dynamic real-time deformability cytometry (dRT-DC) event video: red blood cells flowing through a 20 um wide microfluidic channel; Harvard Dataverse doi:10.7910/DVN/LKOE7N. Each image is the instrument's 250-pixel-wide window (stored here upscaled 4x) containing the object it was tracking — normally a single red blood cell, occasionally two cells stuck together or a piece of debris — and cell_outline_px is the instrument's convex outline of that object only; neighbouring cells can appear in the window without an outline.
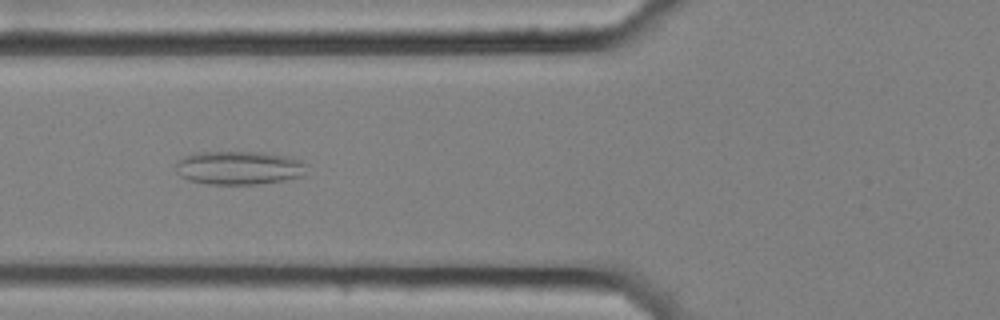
{"species": "common noctule bat (a hibernating species)", "species_latin": "Nyctalus noctula", "temperature_condition": "cold", "stored_images_in_passage": 55, "camera_frame_rate_fps": 3000, "um_per_image_px": 0.085, "animal": {"sex": "female", "body_mass_g": 25.1}, "frame": {"image": 1, "passage_image": 22, "time_ms": 7.0, "image_size_px": [1000, 320], "cell_outline_px": [[308, 164], [304, 176], [284, 180], [256, 184], [208, 184], [188, 180], [180, 176], [176, 172], [176, 164], [184, 156], [192, 152], [264, 152], [288, 156], [300, 160]], "centroid_in_image_um": [20.33, 14.26], "position_along_channel_um": 105.5, "area_um2": 25.89}}
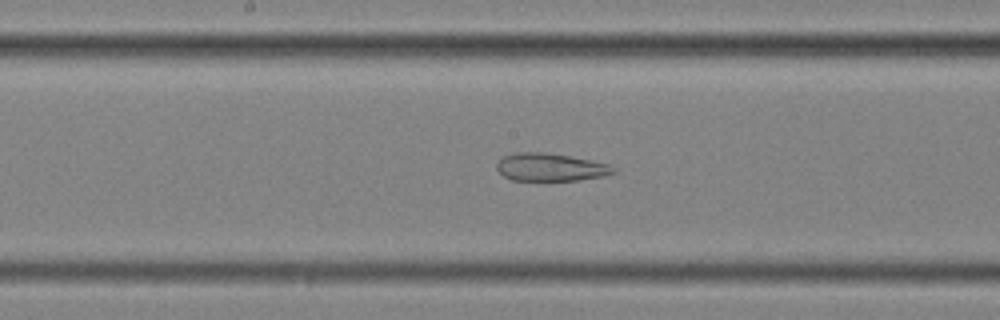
{"frame": {"image": 2, "passage_image": 30, "time_ms": 9.667, "image_size_px": [1000, 320], "cell_outline_px": [[616, 172], [604, 176], [580, 180], [512, 180], [504, 176], [496, 168], [496, 164], [504, 156], [516, 152], [544, 152], [592, 160], [608, 164], [616, 168]], "centroid_in_image_um": [46.81, 14.21], "position_along_channel_um": 201.4, "area_um2": 18.84}}
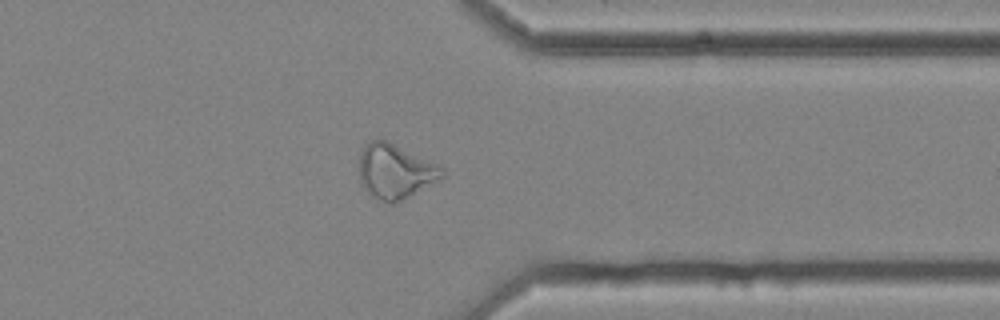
{"frame": {"image": 3, "passage_image": 45, "time_ms": 14.667, "image_size_px": [1000, 320], "cell_outline_px": [[444, 176], [408, 196], [392, 204], [388, 204], [368, 196], [360, 184], [360, 152], [364, 144], [372, 140], [384, 140], [436, 164], [444, 168]], "centroid_in_image_um": [33.51, 14.6], "position_along_channel_um": 377.9, "area_um2": 25.95}}